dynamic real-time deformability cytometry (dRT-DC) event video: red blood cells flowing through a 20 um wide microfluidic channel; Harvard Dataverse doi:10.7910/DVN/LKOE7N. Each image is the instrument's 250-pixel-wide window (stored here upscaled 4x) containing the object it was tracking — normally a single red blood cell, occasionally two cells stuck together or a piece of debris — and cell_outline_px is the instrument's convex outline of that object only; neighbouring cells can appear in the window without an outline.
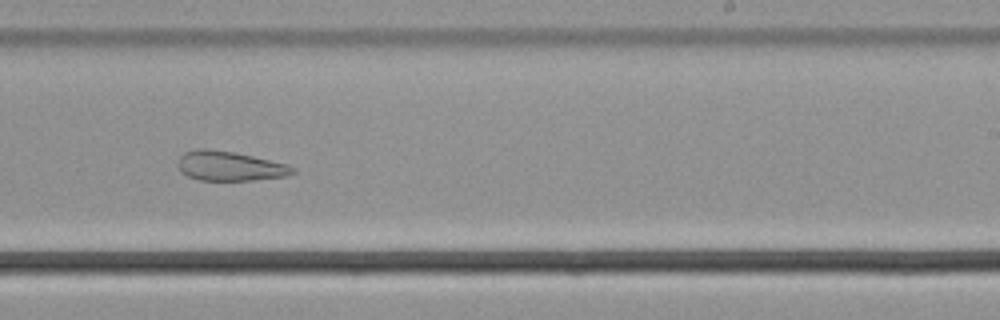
{"species": "common noctule bat (a hibernating species)", "species_latin": "Nyctalus noctula", "temperature_condition": "cold", "stored_images_in_passage": 48, "camera_frame_rate_fps": 3000, "um_per_image_px": 0.085, "animal": {"sex": "male", "body_mass_g": 21.5, "forearm_length_mm": 52.0}, "frame": {"image": 1, "passage_image": 35, "time_ms": 11.333, "image_size_px": [1000, 320], "cell_outline_px": [[296, 172], [288, 176], [252, 180], [200, 180], [188, 176], [176, 164], [176, 160], [184, 152], [196, 148], [204, 148], [236, 152], [288, 164], [296, 168]], "centroid_in_image_um": [19.54, 14.1], "position_along_channel_um": 269.5, "area_um2": 19.94}, "authors_computed_cell_mechanics": {"area_um2": 26.5013, "velocity_mm_per_s": 3.629, "shape_relaxation_time_tau1_ms": null, "shape_relaxation_time_tau2_ms": 3.5289, "deformation_change_tau1": null, "deformation_change_tau2": 0.1111}}